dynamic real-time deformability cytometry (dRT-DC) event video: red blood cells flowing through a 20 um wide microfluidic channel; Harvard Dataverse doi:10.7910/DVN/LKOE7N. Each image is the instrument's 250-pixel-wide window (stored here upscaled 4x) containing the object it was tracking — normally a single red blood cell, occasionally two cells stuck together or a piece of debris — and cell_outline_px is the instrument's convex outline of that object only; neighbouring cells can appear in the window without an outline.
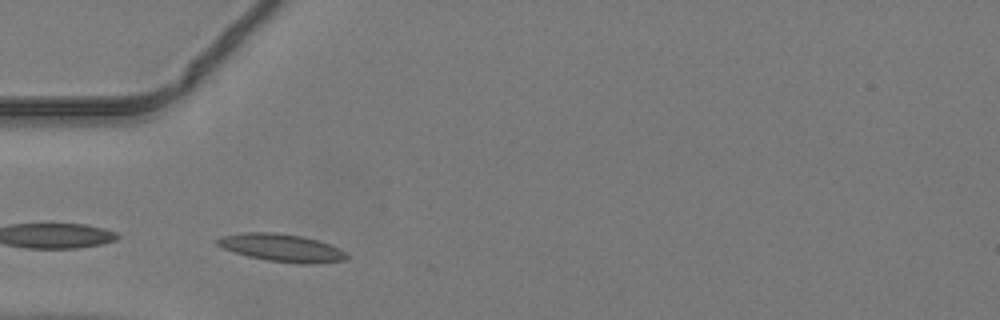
{"species": "common noctule bat (a hibernating species)", "species_latin": "Nyctalus noctula", "temperature_condition": "warm", "stored_images_in_passage": 37, "camera_frame_rate_fps": 3000, "um_per_image_px": 0.085, "animal": {"sex": "male", "body_mass_g": 19.2, "forearm_length_mm": 51.8}, "frame": {"image": 1, "passage_image": 5, "time_ms": 1.333, "image_size_px": [1000, 320], "cell_outline_px": [[348, 256], [344, 260], [312, 264], [300, 264], [268, 260], [248, 256], [224, 248], [216, 244], [216, 240], [224, 236], [240, 232], [276, 232], [300, 236], [320, 240], [340, 248]], "centroid_in_image_um": [23.97, 21.05], "position_along_channel_um": 61.0, "area_um2": 20.75}}
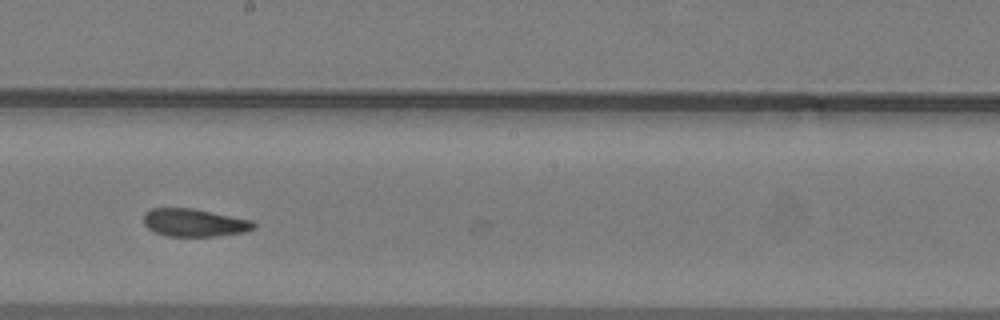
{"frame": {"image": 2, "passage_image": 17, "time_ms": 5.333, "image_size_px": [1000, 320], "cell_outline_px": [[256, 224], [252, 228], [244, 232], [216, 236], [168, 236], [156, 232], [148, 228], [144, 224], [144, 212], [152, 208], [192, 208], [252, 220]], "centroid_in_image_um": [16.49, 18.92], "position_along_channel_um": 231.7, "area_um2": 17.69}}
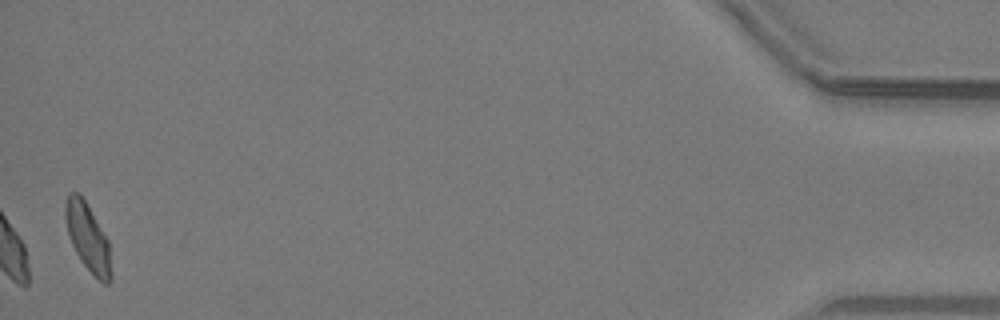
{"frame": {"image": 3, "passage_image": 37, "time_ms": 12.0, "image_size_px": [1000, 320], "cell_outline_px": [[112, 280], [108, 284], [104, 284], [80, 260], [72, 244], [64, 220], [64, 208], [68, 192], [80, 192], [108, 240], [112, 272]], "centroid_in_image_um": [7.46, 20.16], "position_along_channel_um": 427.7, "area_um2": 17.98}}